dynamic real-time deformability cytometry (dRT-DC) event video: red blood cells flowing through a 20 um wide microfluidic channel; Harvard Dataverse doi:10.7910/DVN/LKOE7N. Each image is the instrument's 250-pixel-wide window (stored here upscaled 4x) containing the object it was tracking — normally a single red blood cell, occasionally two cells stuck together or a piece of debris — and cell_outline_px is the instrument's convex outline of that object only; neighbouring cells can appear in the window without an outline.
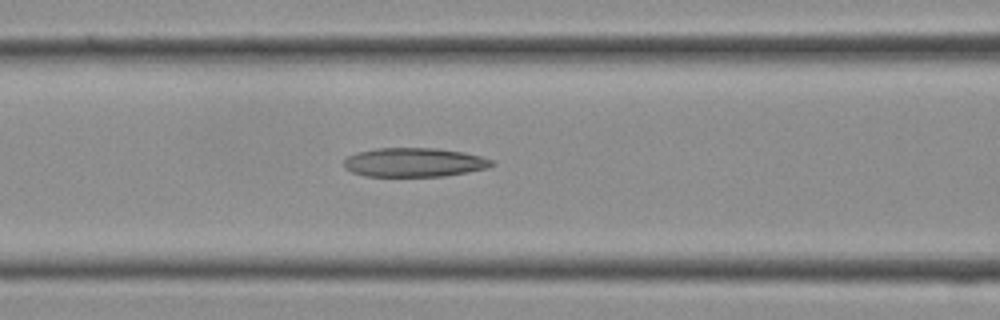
{"species": "Egyptian fruit bat (a non-hibernating species)", "species_latin": "Rousettus aegyptiacus", "temperature_condition": "cold", "stored_images_in_passage": 14, "camera_frame_rate_fps": 3000, "um_per_image_px": 0.085, "frame": {"image": 1, "passage_image": 12, "time_ms": 3.667, "image_size_px": [1000, 320], "cell_outline_px": [[496, 164], [488, 168], [468, 172], [444, 176], [364, 176], [352, 172], [344, 168], [344, 160], [348, 156], [356, 152], [376, 148], [436, 148], [464, 152], [496, 160]], "centroid_in_image_um": [35.23, 13.8], "position_along_channel_um": 131.4, "area_um2": 25.26}}
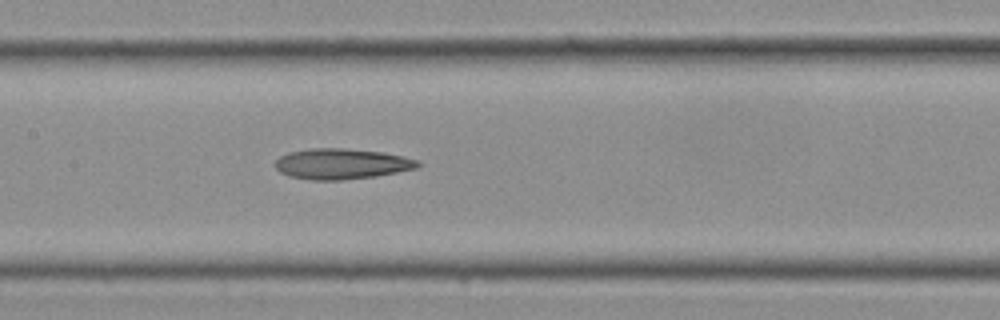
{"frame": {"image": 2, "passage_image": 14, "time_ms": 4.333, "image_size_px": [1000, 320], "cell_outline_px": [[420, 164], [416, 168], [376, 176], [344, 180], [312, 180], [288, 176], [280, 172], [276, 168], [276, 160], [280, 156], [288, 152], [312, 148], [344, 148], [380, 152], [404, 156], [416, 160]], "centroid_in_image_um": [29.0, 13.93], "position_along_channel_um": 178.4, "area_um2": 25.32}}